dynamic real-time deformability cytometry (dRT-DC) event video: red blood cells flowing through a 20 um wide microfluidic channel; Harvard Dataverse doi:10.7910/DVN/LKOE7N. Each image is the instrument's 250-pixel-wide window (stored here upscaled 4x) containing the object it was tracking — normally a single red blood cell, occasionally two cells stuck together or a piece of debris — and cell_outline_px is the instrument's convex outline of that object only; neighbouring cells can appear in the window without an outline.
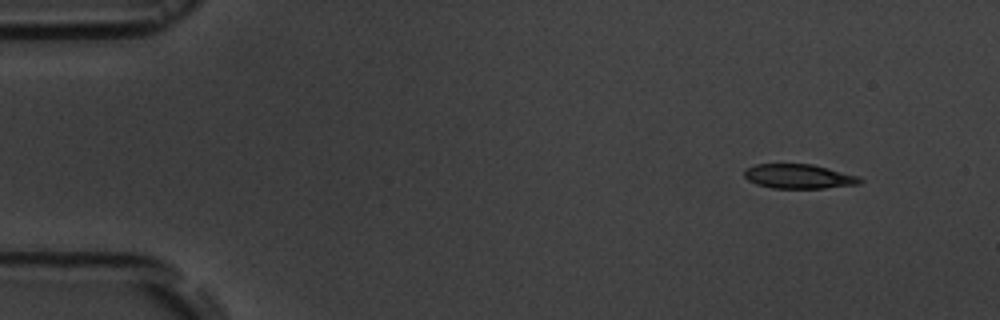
{"species": "common noctule bat (a hibernating species)", "species_latin": "Nyctalus noctula", "temperature_condition": "room temperature", "stored_images_in_passage": 5, "camera_frame_rate_fps": 3000, "um_per_image_px": 0.085, "animal": {"sex": "male", "body_mass_g": 19.5, "forearm_length_mm": 54.6}, "frame": {"image": 1, "passage_image": 1, "time_ms": 0.0, "image_size_px": [1000, 320], "cell_outline_px": [[864, 180], [860, 184], [824, 188], [772, 188], [756, 184], [748, 180], [744, 176], [744, 168], [756, 164], [812, 164], [860, 176]], "centroid_in_image_um": [67.9, 14.99], "position_along_channel_um": 17.1, "area_um2": 16.59}}
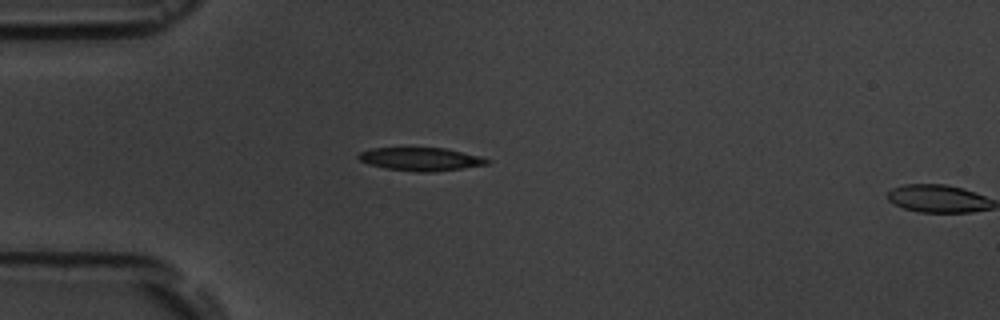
{"frame": {"image": 2, "passage_image": 4, "time_ms": 3.333, "image_size_px": [1000, 320], "cell_outline_px": [[492, 160], [488, 164], [432, 172], [416, 172], [384, 168], [368, 164], [360, 160], [356, 156], [360, 152], [372, 148], [444, 148], [480, 156]], "centroid_in_image_um": [35.74, 13.53], "position_along_channel_um": 49.3, "area_um2": 17.28}}